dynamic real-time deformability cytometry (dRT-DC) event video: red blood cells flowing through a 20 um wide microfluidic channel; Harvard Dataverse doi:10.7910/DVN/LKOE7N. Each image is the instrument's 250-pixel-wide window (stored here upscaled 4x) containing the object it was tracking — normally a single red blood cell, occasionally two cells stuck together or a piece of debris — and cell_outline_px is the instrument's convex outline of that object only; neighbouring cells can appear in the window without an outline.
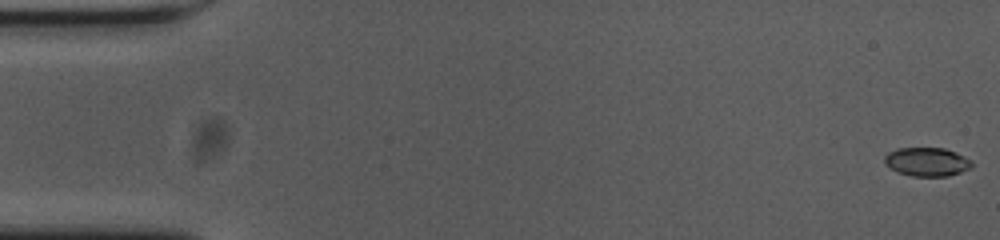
{"species": "common noctule bat (a hibernating species)", "species_latin": "Nyctalus noctula", "temperature_condition": "cold", "stored_images_in_passage": 56, "camera_frame_rate_fps": 3000, "um_per_image_px": 0.085, "animal": {"sex": "female", "body_mass_g": 23.0, "forearm_length_mm": 53.4}, "frame": {"image": 1, "passage_image": 1, "time_ms": 0.0, "image_size_px": [1000, 240], "cell_outline_px": [[972, 168], [948, 176], [912, 176], [896, 172], [884, 164], [884, 156], [888, 152], [896, 148], [944, 148], [956, 152], [972, 160]], "centroid_in_image_um": [78.77, 13.75], "position_along_channel_um": 6.2, "area_um2": 14.8}}
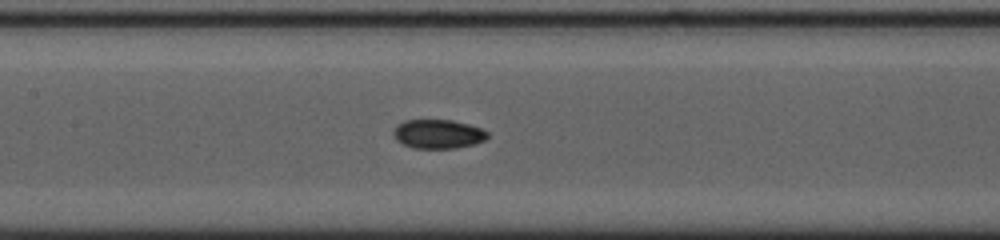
{"frame": {"image": 2, "passage_image": 26, "time_ms": 8.333, "image_size_px": [1000, 240], "cell_outline_px": [[488, 136], [484, 140], [476, 144], [456, 148], [412, 148], [396, 140], [392, 132], [396, 124], [404, 120], [452, 120], [468, 124], [480, 128], [488, 132]], "centroid_in_image_um": [37.21, 11.39], "position_along_channel_um": 170.2, "area_um2": 16.01}}
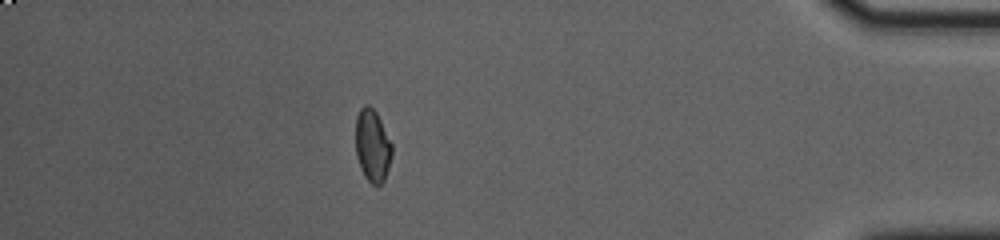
{"frame": {"image": 3, "passage_image": 49, "time_ms": 16.0, "image_size_px": [1000, 240], "cell_outline_px": [[392, 152], [388, 168], [384, 180], [380, 184], [372, 184], [364, 176], [360, 168], [356, 156], [356, 116], [360, 108], [364, 104], [368, 104], [376, 112], [392, 144]], "centroid_in_image_um": [31.64, 12.36], "position_along_channel_um": 403.6, "area_um2": 15.26}, "authors_computed_cell_mechanics": {"area_um2": 15.6349, "velocity_mm_per_s": 3.6888, "shape_relaxation_time_tau1_ms": null, "shape_relaxation_time_tau2_ms": 3.5454, "deformation_change_tau1": null, "deformation_change_tau2": 0.0625}}